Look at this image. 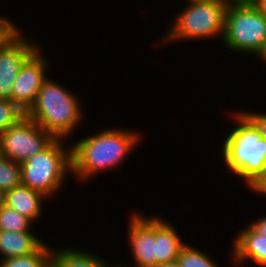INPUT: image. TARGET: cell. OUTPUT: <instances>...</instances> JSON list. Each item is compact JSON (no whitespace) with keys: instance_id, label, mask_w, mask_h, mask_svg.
Segmentation results:
<instances>
[{"instance_id":"1","label":"cell","mask_w":266,"mask_h":267,"mask_svg":"<svg viewBox=\"0 0 266 267\" xmlns=\"http://www.w3.org/2000/svg\"><path fill=\"white\" fill-rule=\"evenodd\" d=\"M137 131L127 128L102 129L71 143L72 175L84 184L104 171L119 168L143 140L144 135Z\"/></svg>"},{"instance_id":"2","label":"cell","mask_w":266,"mask_h":267,"mask_svg":"<svg viewBox=\"0 0 266 267\" xmlns=\"http://www.w3.org/2000/svg\"><path fill=\"white\" fill-rule=\"evenodd\" d=\"M70 91L67 86L48 77L38 91L34 103L25 112V116L54 138L69 140L85 115L80 105L81 99L75 92Z\"/></svg>"},{"instance_id":"3","label":"cell","mask_w":266,"mask_h":267,"mask_svg":"<svg viewBox=\"0 0 266 267\" xmlns=\"http://www.w3.org/2000/svg\"><path fill=\"white\" fill-rule=\"evenodd\" d=\"M231 118L236 122L220 140V158L228 171L248 187L262 172L266 163V139L241 110ZM235 118V119H234Z\"/></svg>"},{"instance_id":"4","label":"cell","mask_w":266,"mask_h":267,"mask_svg":"<svg viewBox=\"0 0 266 267\" xmlns=\"http://www.w3.org/2000/svg\"><path fill=\"white\" fill-rule=\"evenodd\" d=\"M229 0L187 1L181 11L173 14L168 32L159 41L165 45L186 40L223 38ZM175 15V16H174ZM168 43V44H167Z\"/></svg>"},{"instance_id":"5","label":"cell","mask_w":266,"mask_h":267,"mask_svg":"<svg viewBox=\"0 0 266 267\" xmlns=\"http://www.w3.org/2000/svg\"><path fill=\"white\" fill-rule=\"evenodd\" d=\"M64 141L55 138L44 150L20 163L21 184L48 199L59 194L68 175L72 176V148Z\"/></svg>"},{"instance_id":"6","label":"cell","mask_w":266,"mask_h":267,"mask_svg":"<svg viewBox=\"0 0 266 267\" xmlns=\"http://www.w3.org/2000/svg\"><path fill=\"white\" fill-rule=\"evenodd\" d=\"M221 40L230 51L260 58L266 49V17L251 1H230Z\"/></svg>"},{"instance_id":"7","label":"cell","mask_w":266,"mask_h":267,"mask_svg":"<svg viewBox=\"0 0 266 267\" xmlns=\"http://www.w3.org/2000/svg\"><path fill=\"white\" fill-rule=\"evenodd\" d=\"M55 138L27 116L0 135V154L22 163L44 150Z\"/></svg>"},{"instance_id":"8","label":"cell","mask_w":266,"mask_h":267,"mask_svg":"<svg viewBox=\"0 0 266 267\" xmlns=\"http://www.w3.org/2000/svg\"><path fill=\"white\" fill-rule=\"evenodd\" d=\"M20 30L18 28L0 45V99L12 101V87L20 67L41 45L24 37Z\"/></svg>"},{"instance_id":"9","label":"cell","mask_w":266,"mask_h":267,"mask_svg":"<svg viewBox=\"0 0 266 267\" xmlns=\"http://www.w3.org/2000/svg\"><path fill=\"white\" fill-rule=\"evenodd\" d=\"M38 47L22 64L12 87V102L26 112L34 103L51 65Z\"/></svg>"},{"instance_id":"10","label":"cell","mask_w":266,"mask_h":267,"mask_svg":"<svg viewBox=\"0 0 266 267\" xmlns=\"http://www.w3.org/2000/svg\"><path fill=\"white\" fill-rule=\"evenodd\" d=\"M132 210L126 233L133 258L132 267H155V216L145 217L139 211ZM144 215V216H143ZM126 267L127 265H121ZM128 267V266H127Z\"/></svg>"},{"instance_id":"11","label":"cell","mask_w":266,"mask_h":267,"mask_svg":"<svg viewBox=\"0 0 266 267\" xmlns=\"http://www.w3.org/2000/svg\"><path fill=\"white\" fill-rule=\"evenodd\" d=\"M233 241L229 255L235 266L254 262L253 265L266 267V236L248 224L238 231Z\"/></svg>"},{"instance_id":"12","label":"cell","mask_w":266,"mask_h":267,"mask_svg":"<svg viewBox=\"0 0 266 267\" xmlns=\"http://www.w3.org/2000/svg\"><path fill=\"white\" fill-rule=\"evenodd\" d=\"M48 198L41 192L20 184L4 193V205L29 218L33 223L43 217V204Z\"/></svg>"},{"instance_id":"13","label":"cell","mask_w":266,"mask_h":267,"mask_svg":"<svg viewBox=\"0 0 266 267\" xmlns=\"http://www.w3.org/2000/svg\"><path fill=\"white\" fill-rule=\"evenodd\" d=\"M176 226L161 216L155 215V257L156 266L161 263L176 261L181 249L187 244L183 242Z\"/></svg>"},{"instance_id":"14","label":"cell","mask_w":266,"mask_h":267,"mask_svg":"<svg viewBox=\"0 0 266 267\" xmlns=\"http://www.w3.org/2000/svg\"><path fill=\"white\" fill-rule=\"evenodd\" d=\"M36 232L0 231V259L32 254L43 243Z\"/></svg>"},{"instance_id":"15","label":"cell","mask_w":266,"mask_h":267,"mask_svg":"<svg viewBox=\"0 0 266 267\" xmlns=\"http://www.w3.org/2000/svg\"><path fill=\"white\" fill-rule=\"evenodd\" d=\"M52 258L61 267H111L113 263L105 261L106 258L98 256L92 251H85L81 248L62 246L53 248Z\"/></svg>"},{"instance_id":"16","label":"cell","mask_w":266,"mask_h":267,"mask_svg":"<svg viewBox=\"0 0 266 267\" xmlns=\"http://www.w3.org/2000/svg\"><path fill=\"white\" fill-rule=\"evenodd\" d=\"M44 242L35 252L23 256L0 259V267H44L52 257L53 248Z\"/></svg>"},{"instance_id":"17","label":"cell","mask_w":266,"mask_h":267,"mask_svg":"<svg viewBox=\"0 0 266 267\" xmlns=\"http://www.w3.org/2000/svg\"><path fill=\"white\" fill-rule=\"evenodd\" d=\"M33 222L17 211L3 205L0 207V231L34 232Z\"/></svg>"},{"instance_id":"18","label":"cell","mask_w":266,"mask_h":267,"mask_svg":"<svg viewBox=\"0 0 266 267\" xmlns=\"http://www.w3.org/2000/svg\"><path fill=\"white\" fill-rule=\"evenodd\" d=\"M176 261L179 267H219L210 255L189 243L181 249Z\"/></svg>"},{"instance_id":"19","label":"cell","mask_w":266,"mask_h":267,"mask_svg":"<svg viewBox=\"0 0 266 267\" xmlns=\"http://www.w3.org/2000/svg\"><path fill=\"white\" fill-rule=\"evenodd\" d=\"M21 184L20 163L0 154V189L4 192Z\"/></svg>"},{"instance_id":"20","label":"cell","mask_w":266,"mask_h":267,"mask_svg":"<svg viewBox=\"0 0 266 267\" xmlns=\"http://www.w3.org/2000/svg\"><path fill=\"white\" fill-rule=\"evenodd\" d=\"M24 116L25 112L11 100L0 99V135Z\"/></svg>"},{"instance_id":"21","label":"cell","mask_w":266,"mask_h":267,"mask_svg":"<svg viewBox=\"0 0 266 267\" xmlns=\"http://www.w3.org/2000/svg\"><path fill=\"white\" fill-rule=\"evenodd\" d=\"M257 127L263 139H266V113L242 111Z\"/></svg>"},{"instance_id":"22","label":"cell","mask_w":266,"mask_h":267,"mask_svg":"<svg viewBox=\"0 0 266 267\" xmlns=\"http://www.w3.org/2000/svg\"><path fill=\"white\" fill-rule=\"evenodd\" d=\"M8 17H0V45L9 38L19 26Z\"/></svg>"},{"instance_id":"23","label":"cell","mask_w":266,"mask_h":267,"mask_svg":"<svg viewBox=\"0 0 266 267\" xmlns=\"http://www.w3.org/2000/svg\"><path fill=\"white\" fill-rule=\"evenodd\" d=\"M254 194H262L266 196V163L263 167L262 172L258 177L247 187Z\"/></svg>"},{"instance_id":"24","label":"cell","mask_w":266,"mask_h":267,"mask_svg":"<svg viewBox=\"0 0 266 267\" xmlns=\"http://www.w3.org/2000/svg\"><path fill=\"white\" fill-rule=\"evenodd\" d=\"M253 222H249L250 225L260 234L266 236V216L255 218Z\"/></svg>"},{"instance_id":"25","label":"cell","mask_w":266,"mask_h":267,"mask_svg":"<svg viewBox=\"0 0 266 267\" xmlns=\"http://www.w3.org/2000/svg\"><path fill=\"white\" fill-rule=\"evenodd\" d=\"M251 2L259 9L266 17V0H251Z\"/></svg>"},{"instance_id":"26","label":"cell","mask_w":266,"mask_h":267,"mask_svg":"<svg viewBox=\"0 0 266 267\" xmlns=\"http://www.w3.org/2000/svg\"><path fill=\"white\" fill-rule=\"evenodd\" d=\"M155 267H179V265H178L177 261H173V262H169V263H161Z\"/></svg>"},{"instance_id":"27","label":"cell","mask_w":266,"mask_h":267,"mask_svg":"<svg viewBox=\"0 0 266 267\" xmlns=\"http://www.w3.org/2000/svg\"><path fill=\"white\" fill-rule=\"evenodd\" d=\"M44 267H61L52 257L47 261Z\"/></svg>"},{"instance_id":"28","label":"cell","mask_w":266,"mask_h":267,"mask_svg":"<svg viewBox=\"0 0 266 267\" xmlns=\"http://www.w3.org/2000/svg\"><path fill=\"white\" fill-rule=\"evenodd\" d=\"M4 191L0 189V207L4 205Z\"/></svg>"},{"instance_id":"29","label":"cell","mask_w":266,"mask_h":267,"mask_svg":"<svg viewBox=\"0 0 266 267\" xmlns=\"http://www.w3.org/2000/svg\"><path fill=\"white\" fill-rule=\"evenodd\" d=\"M260 59L266 63V49L263 54L260 56Z\"/></svg>"},{"instance_id":"30","label":"cell","mask_w":266,"mask_h":267,"mask_svg":"<svg viewBox=\"0 0 266 267\" xmlns=\"http://www.w3.org/2000/svg\"><path fill=\"white\" fill-rule=\"evenodd\" d=\"M229 1H251V0H229Z\"/></svg>"},{"instance_id":"31","label":"cell","mask_w":266,"mask_h":267,"mask_svg":"<svg viewBox=\"0 0 266 267\" xmlns=\"http://www.w3.org/2000/svg\"><path fill=\"white\" fill-rule=\"evenodd\" d=\"M111 267H121V266L119 264L118 265L114 264Z\"/></svg>"}]
</instances>
